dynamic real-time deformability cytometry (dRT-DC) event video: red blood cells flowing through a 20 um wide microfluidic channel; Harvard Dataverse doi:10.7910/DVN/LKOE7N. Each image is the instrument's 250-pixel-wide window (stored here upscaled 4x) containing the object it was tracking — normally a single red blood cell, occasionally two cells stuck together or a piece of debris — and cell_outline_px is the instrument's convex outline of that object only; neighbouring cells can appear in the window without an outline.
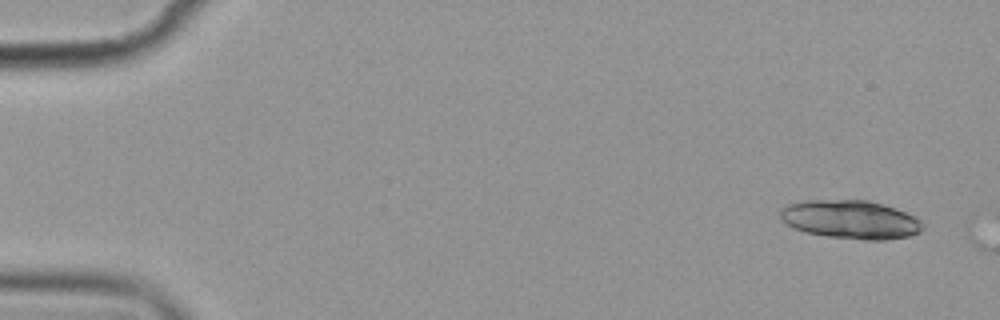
{"species": "common noctule bat (a hibernating species)", "species_latin": "Nyctalus noctula", "temperature_condition": "cold", "stored_images_in_passage": 5, "camera_frame_rate_fps": 3000, "um_per_image_px": 0.085, "animal": {"sex": "female", "body_mass_g": 19.9}, "frame": {"image": 1, "passage_image": 1, "time_ms": 0.0, "image_size_px": [1000, 320], "cell_outline_px": [[924, 228], [920, 232], [908, 236], [884, 240], [864, 240], [828, 236], [804, 232], [780, 220], [780, 208], [788, 204], [804, 200], [868, 200], [904, 212], [920, 220], [924, 224]], "centroid_in_image_um": [72.27, 18.66], "position_along_channel_um": 12.7, "area_um2": 31.85}}